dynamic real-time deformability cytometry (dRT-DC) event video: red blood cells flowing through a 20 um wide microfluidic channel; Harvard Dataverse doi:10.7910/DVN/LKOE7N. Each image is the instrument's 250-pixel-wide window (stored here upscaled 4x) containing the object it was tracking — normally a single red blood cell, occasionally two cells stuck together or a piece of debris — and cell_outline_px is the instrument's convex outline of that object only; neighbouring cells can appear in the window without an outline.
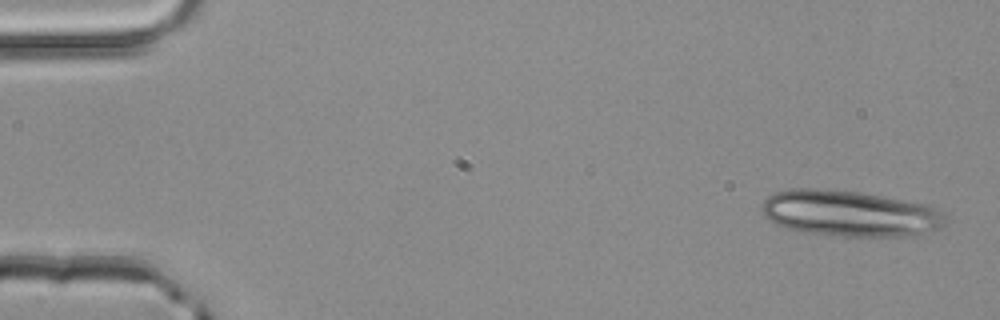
{"species": "common noctule bat (a hibernating species)", "species_latin": "Nyctalus noctula", "temperature_condition": "room temperature", "stored_images_in_passage": 3, "camera_frame_rate_fps": 3000, "um_per_image_px": 0.085, "animal": {"sex": "male", "body_mass_g": 20.4}, "frame": {"image": 1, "passage_image": 1, "time_ms": 0.0, "image_size_px": [1000, 320], "cell_outline_px": [[948, 216], [944, 224], [940, 228], [924, 232], [904, 236], [840, 236], [800, 232], [784, 228], [768, 220], [764, 216], [760, 208], [764, 200], [772, 192], [788, 188], [812, 188], [860, 192], [928, 204], [940, 208]], "centroid_in_image_um": [72.2, 18.13], "position_along_channel_um": 12.8, "area_um2": 49.88}}